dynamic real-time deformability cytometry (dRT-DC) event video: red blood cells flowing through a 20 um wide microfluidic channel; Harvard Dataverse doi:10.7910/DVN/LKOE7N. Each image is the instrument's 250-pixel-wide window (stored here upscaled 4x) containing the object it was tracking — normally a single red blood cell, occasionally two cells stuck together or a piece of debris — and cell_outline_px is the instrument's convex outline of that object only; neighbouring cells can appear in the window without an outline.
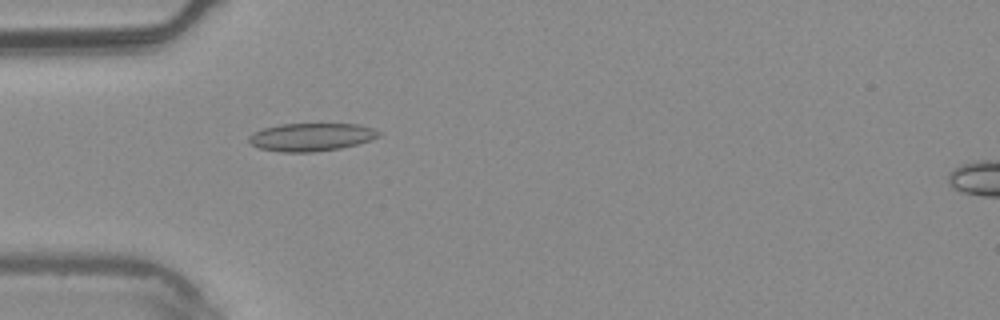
{"species": "common noctule bat (a hibernating species)", "species_latin": "Nyctalus noctula", "temperature_condition": "warm", "stored_images_in_passage": 6, "camera_frame_rate_fps": 3000, "um_per_image_px": 0.085, "animal": {"sex": "male", "body_mass_g": 20.4}, "frame": {"image": 1, "passage_image": 5, "time_ms": 1.333, "image_size_px": [1000, 320], "cell_outline_px": [[380, 136], [372, 140], [340, 148], [312, 152], [280, 152], [260, 148], [252, 144], [248, 140], [248, 136], [252, 132], [264, 128], [280, 124], [356, 124], [372, 128], [380, 132]], "centroid_in_image_um": [26.44, 11.65], "position_along_channel_um": 58.6, "area_um2": 21.1}}